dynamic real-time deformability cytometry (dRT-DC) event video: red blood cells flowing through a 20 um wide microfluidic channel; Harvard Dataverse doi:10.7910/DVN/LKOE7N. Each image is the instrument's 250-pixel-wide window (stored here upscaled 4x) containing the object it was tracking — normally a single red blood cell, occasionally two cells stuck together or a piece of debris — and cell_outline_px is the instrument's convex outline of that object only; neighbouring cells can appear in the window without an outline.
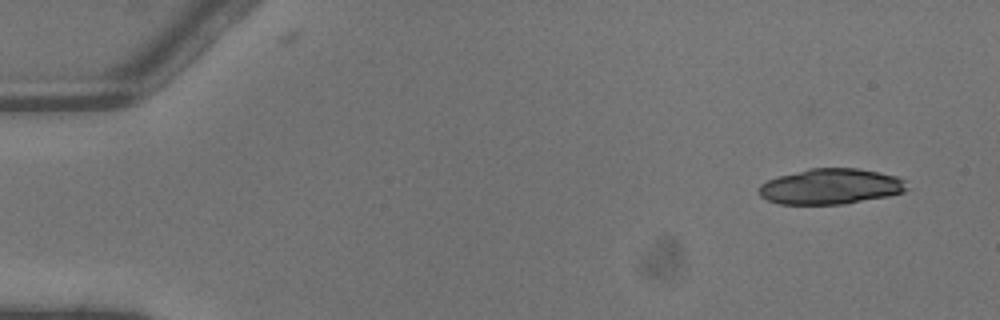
{"species": "common noctule bat (a hibernating species)", "species_latin": "Nyctalus noctula", "temperature_condition": "warm", "stored_images_in_passage": 4, "camera_frame_rate_fps": 3000, "um_per_image_px": 0.085, "animal": {"sex": "male", "body_mass_g": 13.3}, "frame": {"image": 1, "passage_image": 2, "time_ms": 0.333, "image_size_px": [1000, 320], "cell_outline_px": [[912, 188], [904, 192], [888, 196], [844, 204], [780, 204], [768, 200], [760, 196], [760, 184], [768, 180], [780, 176], [808, 168], [856, 168], [880, 172], [896, 176], [904, 180]], "centroid_in_image_um": [70.67, 15.85], "position_along_channel_um": 14.3, "area_um2": 30.75}}